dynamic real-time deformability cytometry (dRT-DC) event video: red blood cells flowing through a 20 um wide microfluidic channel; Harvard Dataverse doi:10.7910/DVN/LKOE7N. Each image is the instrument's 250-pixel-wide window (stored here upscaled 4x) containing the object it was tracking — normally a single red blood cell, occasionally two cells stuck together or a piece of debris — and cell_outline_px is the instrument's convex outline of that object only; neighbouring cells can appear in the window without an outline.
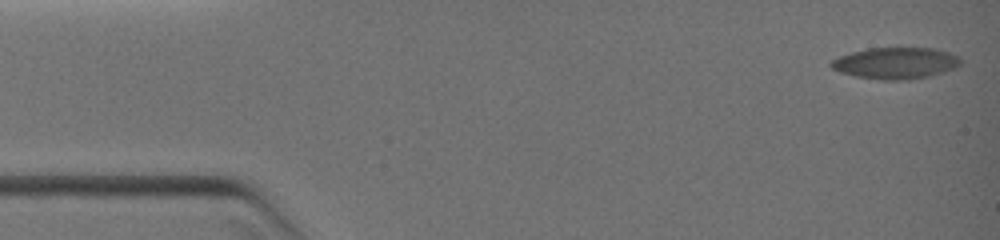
{"species": "common noctule bat (a hibernating species)", "species_latin": "Nyctalus noctula", "temperature_condition": "warm", "stored_images_in_passage": 27, "camera_frame_rate_fps": 3000, "um_per_image_px": 0.085, "animal": {"sex": "female", "body_mass_g": 19.0, "forearm_length_mm": 51.5}, "frame": {"image": 1, "passage_image": 1, "time_ms": 0.0, "image_size_px": [1000, 240], "cell_outline_px": [[960, 64], [952, 68], [928, 76], [908, 80], [880, 80], [856, 76], [840, 72], [832, 68], [828, 64], [832, 60], [840, 56], [852, 52], [868, 48], [932, 48], [948, 52], [956, 56], [960, 60]], "centroid_in_image_um": [76.07, 5.37], "position_along_channel_um": 8.9, "area_um2": 23.41}}
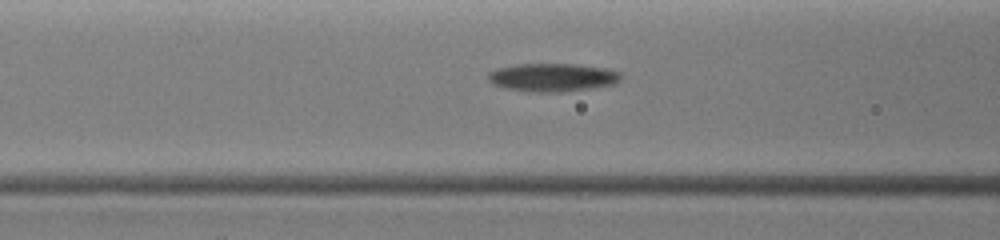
{"frame": {"image": 2, "passage_image": 20, "time_ms": 5.333, "image_size_px": [1000, 240], "cell_outline_px": [[620, 80], [616, 84], [592, 88], [560, 92], [528, 92], [504, 88], [492, 84], [488, 80], [488, 72], [496, 68], [516, 64], [572, 64], [608, 68], [620, 72]], "centroid_in_image_um": [46.94, 6.58], "position_along_channel_um": 119.7, "area_um2": 22.08}}
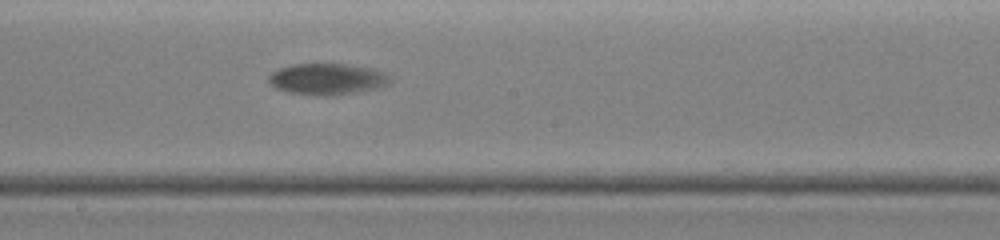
{"frame": {"image": 3, "passage_image": 27, "time_ms": 7.667, "image_size_px": [1000, 240], "cell_outline_px": [[392, 80], [388, 84], [376, 88], [328, 96], [316, 96], [288, 92], [276, 88], [268, 80], [268, 76], [276, 68], [292, 64], [348, 64], [372, 68], [384, 72]], "centroid_in_image_um": [27.78, 6.71], "position_along_channel_um": 220.4, "area_um2": 22.14}}